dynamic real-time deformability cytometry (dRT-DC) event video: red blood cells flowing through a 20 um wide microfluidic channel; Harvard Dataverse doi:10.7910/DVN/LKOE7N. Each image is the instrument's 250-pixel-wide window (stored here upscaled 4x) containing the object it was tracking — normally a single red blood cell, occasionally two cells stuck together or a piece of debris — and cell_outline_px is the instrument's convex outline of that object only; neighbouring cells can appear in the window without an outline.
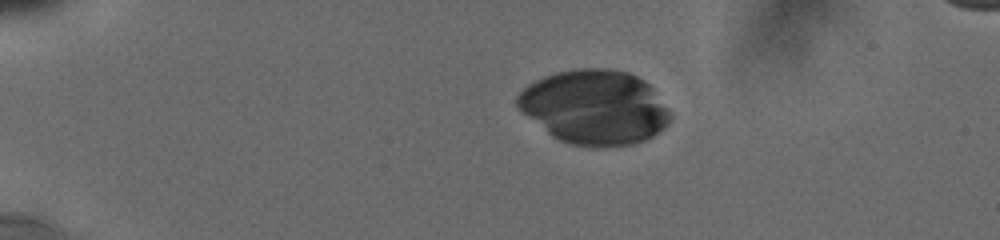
{"species": "human", "species_latin": "Homo sapiens", "temperature_condition": "cold", "stored_images_in_passage": 5, "camera_frame_rate_fps": 3000, "um_per_image_px": 0.085, "donor": {"sex": "male"}, "frame": {"image": 1, "passage_image": 1, "time_ms": 0.0, "image_size_px": [1000, 240], "cell_outline_px": [[672, 120], [664, 128], [652, 136], [636, 144], [604, 148], [588, 148], [568, 144], [552, 136], [516, 108], [516, 96], [528, 84], [544, 76], [556, 72], [580, 68], [608, 68], [628, 72], [644, 80], [652, 88], [672, 112]], "centroid_in_image_um": [50.55, 9.13], "position_along_channel_um": 34.5, "area_um2": 67.11}}